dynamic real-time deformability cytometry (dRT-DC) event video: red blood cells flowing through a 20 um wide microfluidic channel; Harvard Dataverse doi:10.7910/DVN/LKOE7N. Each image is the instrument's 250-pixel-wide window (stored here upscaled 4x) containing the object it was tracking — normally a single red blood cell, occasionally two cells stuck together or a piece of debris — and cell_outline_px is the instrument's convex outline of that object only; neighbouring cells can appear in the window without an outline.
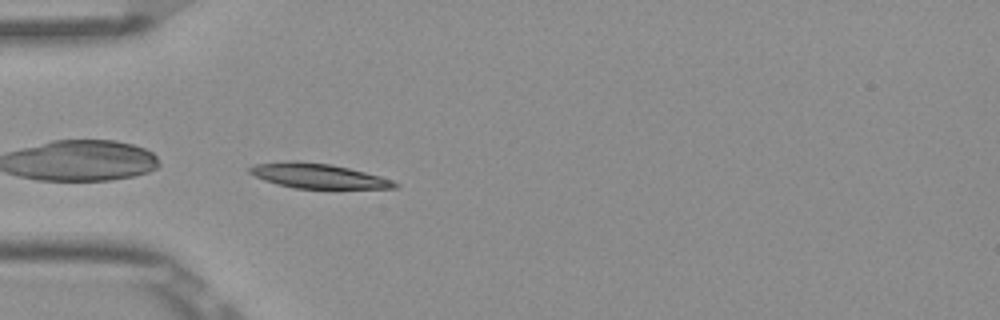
{"species": "Egyptian fruit bat (a non-hibernating species)", "species_latin": "Rousettus aegyptiacus", "temperature_condition": "room temperature", "stored_images_in_passage": 38, "camera_frame_rate_fps": 3000, "um_per_image_px": 0.085, "frame": {"image": 1, "passage_image": 1, "time_ms": 0.0, "image_size_px": [1000, 320], "cell_outline_px": [[400, 184], [396, 188], [296, 188], [276, 184], [264, 180], [248, 172], [248, 168], [256, 164], [292, 160], [296, 160], [328, 164], [348, 168], [380, 176], [392, 180]], "centroid_in_image_um": [27.01, 14.95], "position_along_channel_um": 58.0, "area_um2": 20.69}}
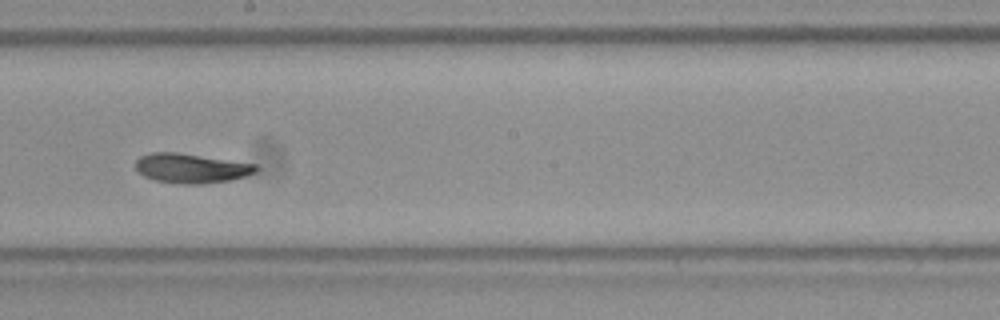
{"frame": {"image": 2, "passage_image": 15, "time_ms": 4.667, "image_size_px": [1000, 320], "cell_outline_px": [[260, 168], [256, 172], [232, 180], [200, 184], [184, 184], [156, 180], [144, 176], [136, 168], [136, 160], [140, 156], [152, 152], [176, 152], [256, 164]], "centroid_in_image_um": [16.27, 14.3], "position_along_channel_um": 231.9, "area_um2": 20.58}}
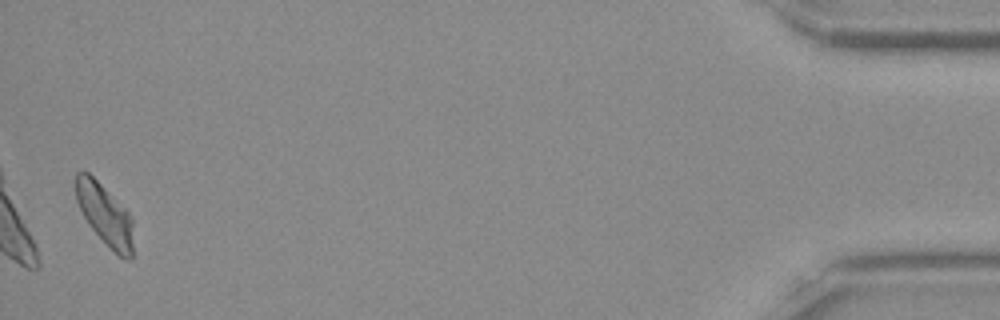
{"frame": {"image": 3, "passage_image": 37, "time_ms": 12.0, "image_size_px": [1000, 320], "cell_outline_px": [[132, 260], [124, 260], [88, 224], [76, 200], [76, 172], [88, 172], [128, 212], [132, 220]], "centroid_in_image_um": [8.92, 18.25], "position_along_channel_um": 426.3, "area_um2": 19.71}, "authors_computed_cell_mechanics": {"area_um2": 20.6346, "velocity_mm_per_s": 3.8397, "shape_relaxation_time_tau1_ms": 2.9962, "shape_relaxation_time_tau2_ms": 3.1933, "deformation_change_tau1": 0.1322, "deformation_change_tau2": 0.0788}}